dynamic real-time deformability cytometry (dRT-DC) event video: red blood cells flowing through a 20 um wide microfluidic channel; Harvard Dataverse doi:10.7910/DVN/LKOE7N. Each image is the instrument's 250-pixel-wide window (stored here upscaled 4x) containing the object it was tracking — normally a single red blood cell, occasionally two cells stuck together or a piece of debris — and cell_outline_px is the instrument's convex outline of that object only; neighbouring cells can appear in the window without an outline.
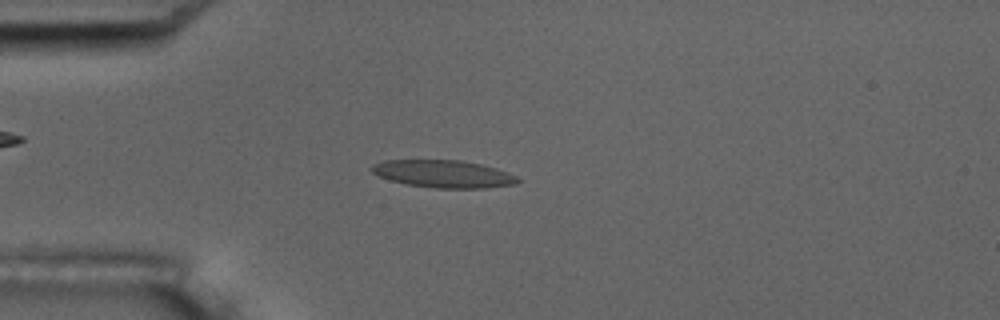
{"species": "common noctule bat (a hibernating species)", "species_latin": "Nyctalus noctula", "temperature_condition": "room temperature", "stored_images_in_passage": 13, "camera_frame_rate_fps": 3000, "um_per_image_px": 0.085, "animal": {"sex": "male", "body_mass_g": 17.5, "forearm_length_mm": 52.3}, "frame": {"image": 1, "passage_image": 4, "time_ms": 3.667, "image_size_px": [1000, 320], "cell_outline_px": [[520, 180], [516, 184], [484, 188], [436, 188], [408, 184], [392, 180], [380, 176], [372, 172], [372, 164], [384, 160], [460, 160], [480, 164], [496, 168], [508, 172], [516, 176]], "centroid_in_image_um": [37.72, 14.77], "position_along_channel_um": 47.3, "area_um2": 23.18}}
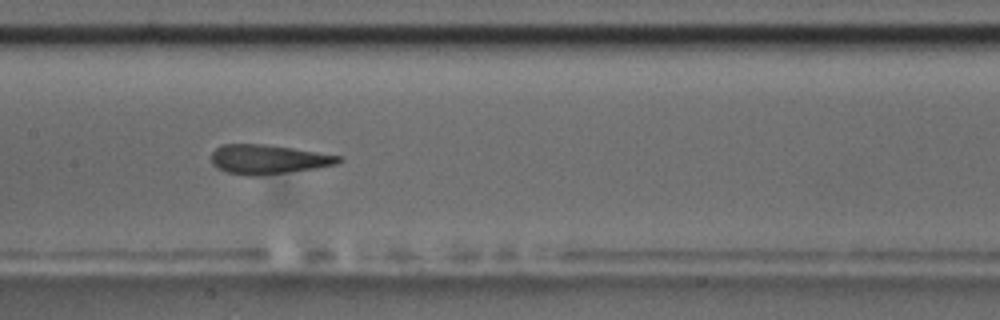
{"frame": {"image": 2, "passage_image": 8, "time_ms": 8.0, "image_size_px": [1000, 320], "cell_outline_px": [[344, 160], [336, 164], [316, 168], [256, 176], [248, 176], [228, 172], [216, 168], [212, 164], [212, 152], [216, 148], [224, 144], [264, 144], [292, 148], [344, 156]], "centroid_in_image_um": [22.81, 13.54], "position_along_channel_um": 184.6, "area_um2": 21.73}, "authors_computed_cell_mechanics": {"area_um2": 22.253, "velocity_mm_per_s": 3.5128, "shape_relaxation_time_tau1_ms": 5.6356, "shape_relaxation_time_tau2_ms": 1.147, "deformation_change_tau1": 0.153, "deformation_change_tau2": 0.0542}}